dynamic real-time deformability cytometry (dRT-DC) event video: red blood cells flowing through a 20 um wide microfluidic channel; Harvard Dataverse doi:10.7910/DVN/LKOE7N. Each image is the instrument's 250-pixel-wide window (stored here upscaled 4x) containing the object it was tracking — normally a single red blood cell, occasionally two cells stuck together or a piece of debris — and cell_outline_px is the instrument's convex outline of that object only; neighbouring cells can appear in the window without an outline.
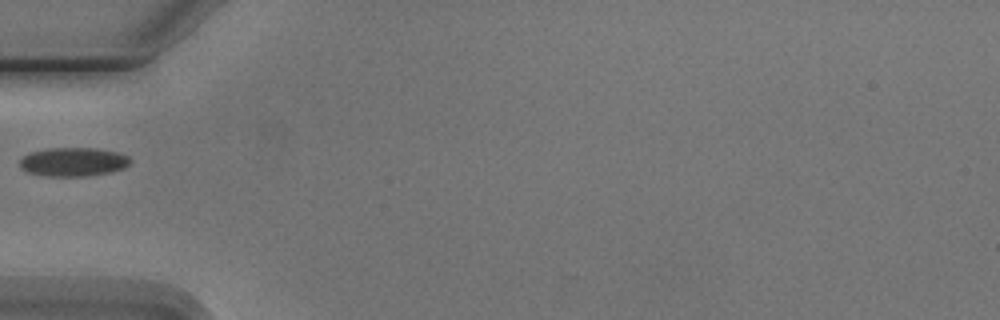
{"species": "Egyptian fruit bat (a non-hibernating species)", "species_latin": "Rousettus aegyptiacus", "temperature_condition": "cold", "stored_images_in_passage": 7, "camera_frame_rate_fps": 3000, "um_per_image_px": 0.085, "animal": {"sex": "male"}, "frame": {"image": 1, "passage_image": 6, "time_ms": 6.0, "image_size_px": [1000, 320], "cell_outline_px": [[132, 160], [124, 168], [108, 172], [88, 176], [44, 176], [28, 172], [20, 168], [20, 160], [28, 152], [48, 148], [96, 148], [116, 152], [128, 156]], "centroid_in_image_um": [6.2, 13.75], "position_along_channel_um": 78.8, "area_um2": 18.55}}
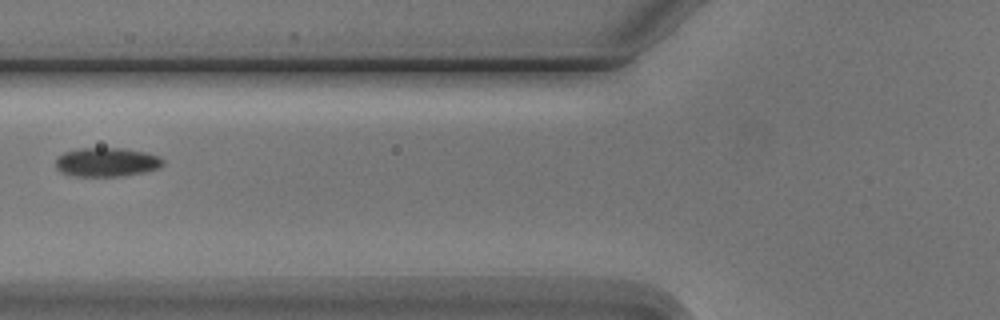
{"frame": {"image": 2, "passage_image": 7, "time_ms": 7.0, "image_size_px": [1000, 320], "cell_outline_px": [[164, 164], [160, 168], [144, 172], [124, 176], [72, 176], [60, 172], [56, 168], [56, 160], [64, 152], [80, 148], [124, 148], [144, 152], [160, 156], [164, 160]], "centroid_in_image_um": [9.09, 13.79], "position_along_channel_um": 116.7, "area_um2": 18.26}}